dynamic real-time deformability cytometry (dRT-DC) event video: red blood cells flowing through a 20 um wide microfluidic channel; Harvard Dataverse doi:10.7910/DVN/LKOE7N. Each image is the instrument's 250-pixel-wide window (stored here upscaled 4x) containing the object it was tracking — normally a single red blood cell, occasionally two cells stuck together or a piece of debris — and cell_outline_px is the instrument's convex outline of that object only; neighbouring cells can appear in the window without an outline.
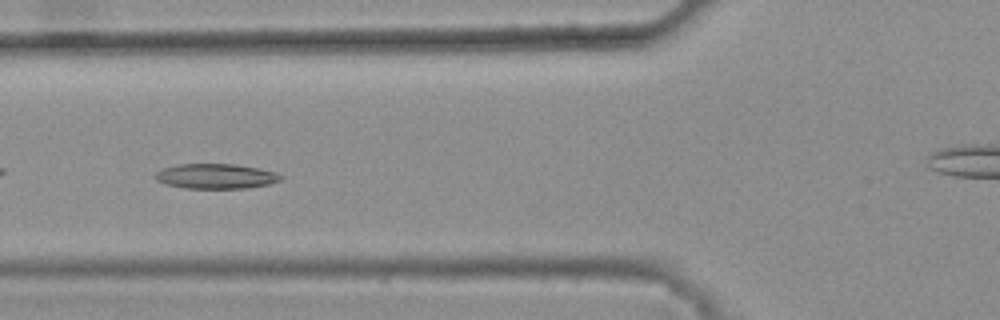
{"species": "common noctule bat (a hibernating species)", "species_latin": "Nyctalus noctula", "temperature_condition": "warm", "stored_images_in_passage": 30, "camera_frame_rate_fps": 3000, "um_per_image_px": 0.085, "animal": {"sex": "female", "body_mass_g": 25.1}, "frame": {"image": 1, "passage_image": 5, "time_ms": 1.333, "image_size_px": [1000, 320], "cell_outline_px": [[284, 176], [280, 180], [268, 184], [248, 188], [184, 188], [164, 184], [156, 180], [152, 176], [156, 172], [164, 168], [180, 164], [236, 164], [260, 168], [276, 172]], "centroid_in_image_um": [18.34, 14.98], "position_along_channel_um": 107.5, "area_um2": 18.38}}